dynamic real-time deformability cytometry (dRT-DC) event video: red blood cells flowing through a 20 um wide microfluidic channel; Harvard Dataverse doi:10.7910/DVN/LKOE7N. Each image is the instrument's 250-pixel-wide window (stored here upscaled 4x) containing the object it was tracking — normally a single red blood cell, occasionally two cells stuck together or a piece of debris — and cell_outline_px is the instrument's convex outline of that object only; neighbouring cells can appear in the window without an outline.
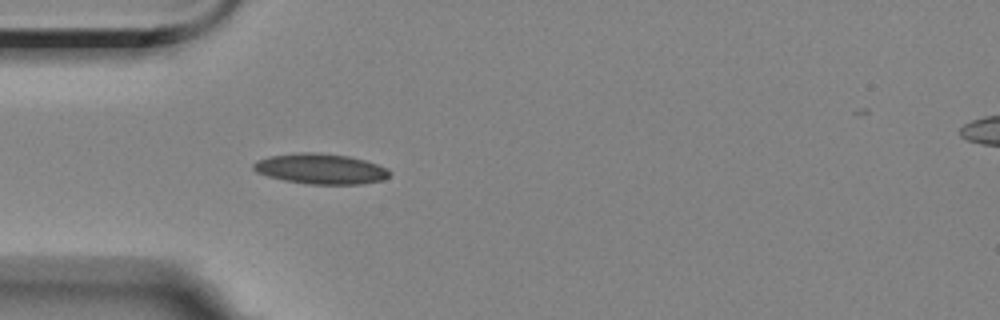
{"species": "Egyptian fruit bat (a non-hibernating species)", "species_latin": "Rousettus aegyptiacus", "temperature_condition": "room temperature", "stored_images_in_passage": 41, "camera_frame_rate_fps": 3000, "um_per_image_px": 0.085, "animal": {"sex": "female"}, "frame": {"image": 1, "passage_image": 1, "time_ms": 0.0, "image_size_px": [1000, 320], "cell_outline_px": [[392, 172], [384, 180], [360, 184], [308, 184], [284, 180], [268, 176], [256, 172], [252, 168], [252, 164], [256, 160], [268, 156], [300, 152], [320, 152], [348, 156], [364, 160], [388, 168]], "centroid_in_image_um": [27.24, 14.34], "position_along_channel_um": 57.8, "area_um2": 24.28}}
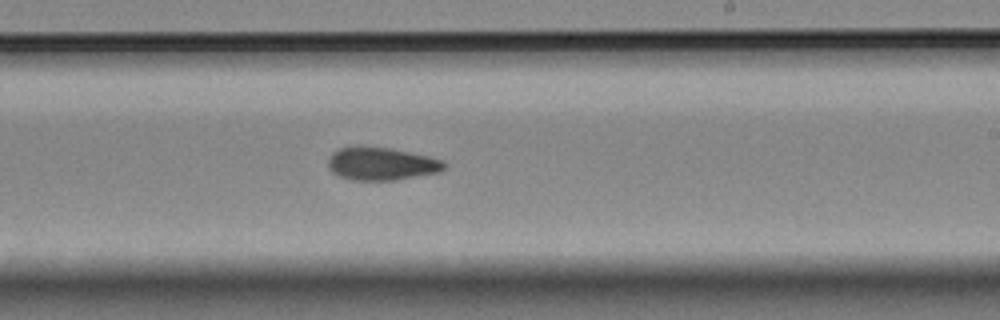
{"frame": {"image": 2, "passage_image": 18, "time_ms": 5.667, "image_size_px": [1000, 320], "cell_outline_px": [[448, 164], [440, 172], [396, 180], [352, 180], [340, 176], [332, 172], [328, 168], [328, 160], [332, 152], [340, 148], [356, 144], [364, 144], [392, 148], [428, 156], [444, 160]], "centroid_in_image_um": [32.41, 13.89], "position_along_channel_um": 256.6, "area_um2": 22.89}}
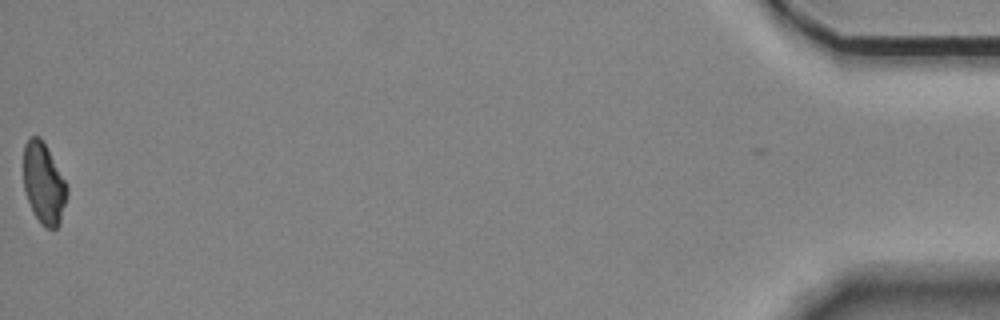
{"frame": {"image": 3, "passage_image": 41, "time_ms": 13.333, "image_size_px": [1000, 320], "cell_outline_px": [[68, 192], [60, 224], [56, 228], [44, 228], [40, 224], [32, 212], [24, 188], [24, 144], [32, 136], [40, 136], [68, 184]], "centroid_in_image_um": [3.73, 15.62], "position_along_channel_um": 431.5, "area_um2": 20.69}, "authors_computed_cell_mechanics": {"area_um2": 22.1374, "velocity_mm_per_s": 3.5517, "shape_relaxation_time_tau1_ms": 5.2772, "shape_relaxation_time_tau2_ms": 2.8513, "deformation_change_tau1": 0.1288, "deformation_change_tau2": 0.0855}}